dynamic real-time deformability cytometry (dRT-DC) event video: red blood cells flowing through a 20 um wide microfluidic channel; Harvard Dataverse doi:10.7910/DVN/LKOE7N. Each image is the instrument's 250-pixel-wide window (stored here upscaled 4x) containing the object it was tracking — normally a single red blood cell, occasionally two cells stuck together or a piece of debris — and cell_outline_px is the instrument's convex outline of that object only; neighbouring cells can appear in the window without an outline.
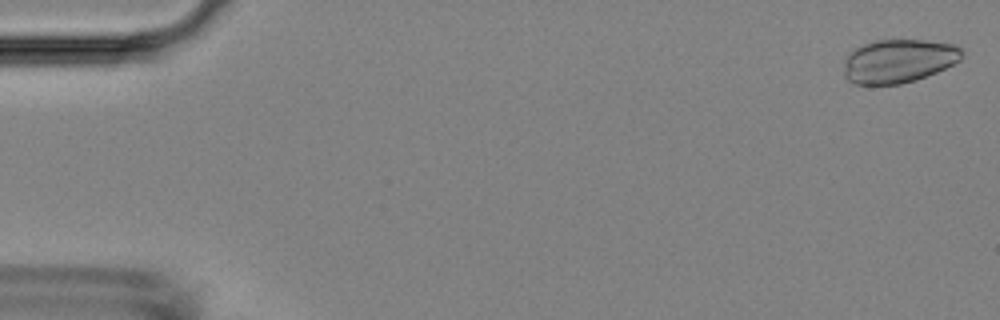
{"species": "Egyptian fruit bat (a non-hibernating species)", "species_latin": "Rousettus aegyptiacus", "temperature_condition": "room temperature", "stored_images_in_passage": 55, "camera_frame_rate_fps": 3000, "um_per_image_px": 0.085, "animal": {"sex": "female"}, "frame": {"image": 1, "passage_image": 2, "time_ms": 0.333, "image_size_px": [1000, 320], "cell_outline_px": [[964, 56], [960, 60], [936, 72], [916, 80], [900, 84], [856, 84], [848, 80], [844, 76], [844, 60], [856, 48], [864, 44], [876, 40], [924, 40], [956, 44], [964, 48]], "centroid_in_image_um": [76.42, 5.18], "position_along_channel_um": 8.6, "area_um2": 30.06}}
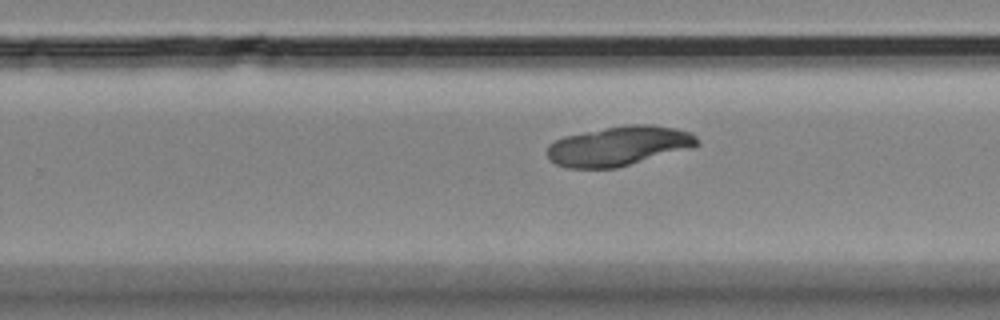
{"frame": {"image": 2, "passage_image": 35, "time_ms": 11.333, "image_size_px": [1000, 320], "cell_outline_px": [[700, 144], [616, 168], [568, 168], [556, 164], [548, 160], [548, 144], [564, 136], [604, 128], [632, 124], [652, 124], [676, 128], [692, 132], [700, 140]], "centroid_in_image_um": [52.57, 12.39], "position_along_channel_um": 277.2, "area_um2": 34.22}}
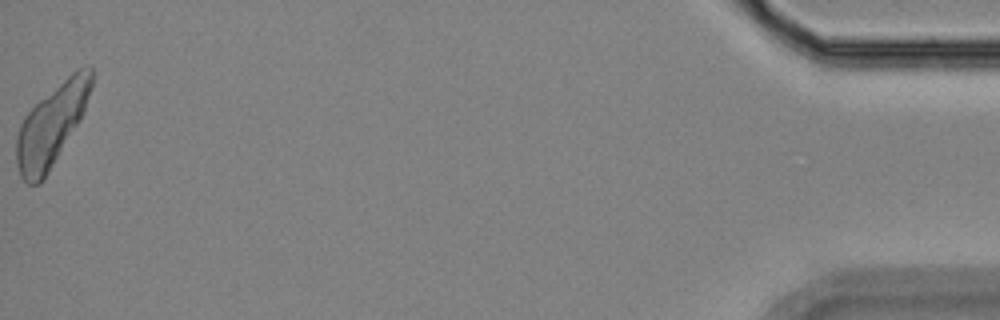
{"frame": {"image": 3, "passage_image": 55, "time_ms": 18.0, "image_size_px": [1000, 320], "cell_outline_px": [[92, 84], [84, 112], [80, 120], [44, 180], [40, 184], [28, 184], [20, 176], [16, 164], [16, 136], [20, 124], [24, 116], [40, 100], [76, 68], [88, 64], [92, 68]], "centroid_in_image_um": [4.38, 10.65], "position_along_channel_um": 430.8, "area_um2": 35.37}}